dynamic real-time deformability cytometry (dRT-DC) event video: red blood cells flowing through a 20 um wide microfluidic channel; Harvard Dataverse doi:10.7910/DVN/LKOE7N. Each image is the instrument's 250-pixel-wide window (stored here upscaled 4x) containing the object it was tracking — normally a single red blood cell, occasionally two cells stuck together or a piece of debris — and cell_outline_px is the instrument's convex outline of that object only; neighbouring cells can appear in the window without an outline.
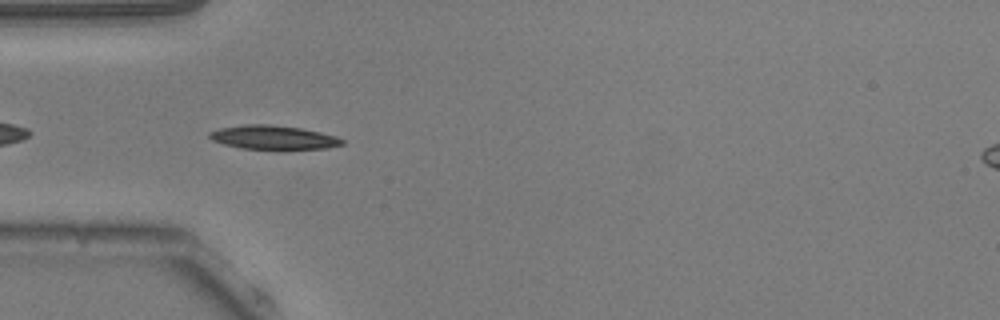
{"species": "common noctule bat (a hibernating species)", "species_latin": "Nyctalus noctula", "temperature_condition": "warm", "stored_images_in_passage": 17, "camera_frame_rate_fps": 3000, "um_per_image_px": 0.085, "animal": {"sex": "male", "body_mass_g": 20.5, "forearm_length_mm": 52.5}, "frame": {"image": 1, "passage_image": 3, "time_ms": 0.667, "image_size_px": [1000, 320], "cell_outline_px": [[344, 144], [328, 148], [284, 152], [280, 152], [240, 148], [224, 144], [212, 140], [208, 136], [208, 132], [220, 128], [244, 124], [268, 124], [300, 128], [320, 132], [336, 136], [344, 140]], "centroid_in_image_um": [23.27, 11.73], "position_along_channel_um": 61.7, "area_um2": 19.48}}